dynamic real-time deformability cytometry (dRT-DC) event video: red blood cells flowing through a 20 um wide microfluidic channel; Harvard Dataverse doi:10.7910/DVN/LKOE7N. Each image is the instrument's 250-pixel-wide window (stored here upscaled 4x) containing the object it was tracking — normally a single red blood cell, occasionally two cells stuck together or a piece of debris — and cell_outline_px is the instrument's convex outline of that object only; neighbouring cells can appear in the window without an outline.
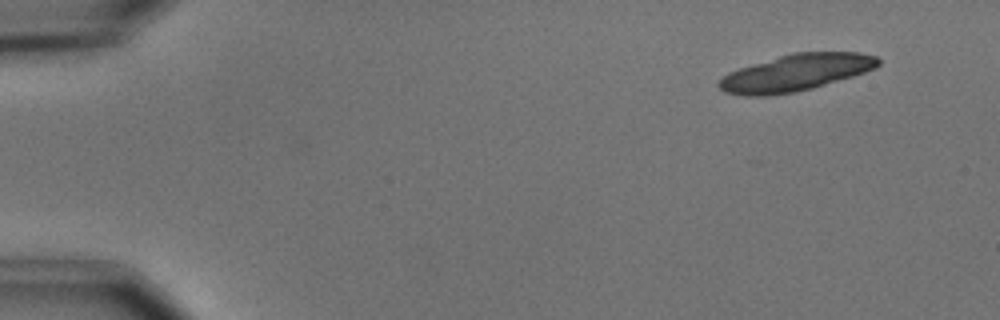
{"species": "common noctule bat (a hibernating species)", "species_latin": "Nyctalus noctula", "temperature_condition": "cold", "stored_images_in_passage": 5, "camera_frame_rate_fps": 3000, "um_per_image_px": 0.085, "animal": {"sex": "male", "body_mass_g": 15.6}, "frame": {"image": 1, "passage_image": 1, "time_ms": 0.0, "image_size_px": [1000, 320], "cell_outline_px": [[880, 64], [876, 68], [852, 76], [812, 88], [796, 92], [764, 96], [744, 96], [724, 92], [716, 84], [728, 72], [752, 64], [792, 52], [860, 52], [876, 56], [880, 60]], "centroid_in_image_um": [67.64, 6.18], "position_along_channel_um": 17.4, "area_um2": 33.99}}
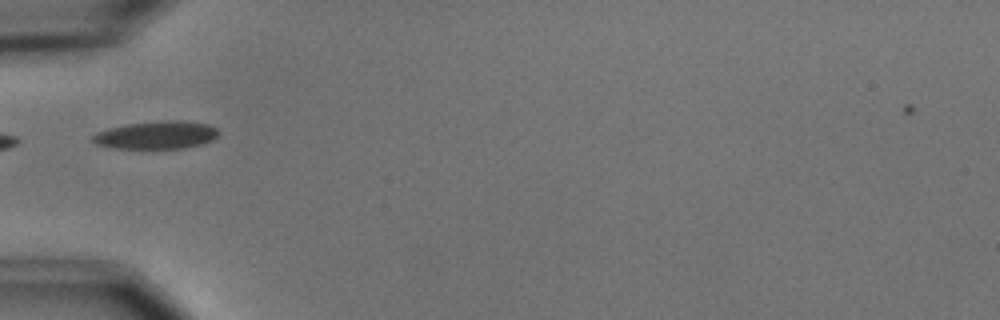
{"frame": {"image": 2, "passage_image": 5, "time_ms": 4.667, "image_size_px": [1000, 320], "cell_outline_px": [[220, 132], [212, 140], [204, 144], [184, 148], [116, 148], [96, 144], [92, 140], [92, 136], [96, 132], [108, 128], [128, 124], [168, 120], [180, 120], [208, 124], [216, 128]], "centroid_in_image_um": [13.32, 11.48], "position_along_channel_um": 71.7, "area_um2": 20.35}}